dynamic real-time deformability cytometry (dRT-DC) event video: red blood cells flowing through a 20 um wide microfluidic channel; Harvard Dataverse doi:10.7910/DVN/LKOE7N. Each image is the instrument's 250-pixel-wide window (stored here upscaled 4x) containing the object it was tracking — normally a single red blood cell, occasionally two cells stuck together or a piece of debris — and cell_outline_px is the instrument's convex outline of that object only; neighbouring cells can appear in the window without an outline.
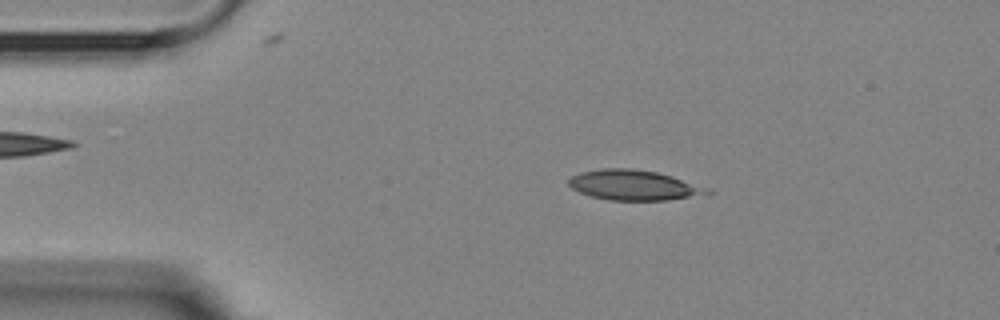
{"species": "Egyptian fruit bat (a non-hibernating species)", "species_latin": "Rousettus aegyptiacus", "temperature_condition": "room temperature", "stored_images_in_passage": 9, "camera_frame_rate_fps": 3000, "um_per_image_px": 0.085, "animal": {"sex": "female"}, "frame": {"image": 1, "passage_image": 6, "time_ms": 1.667, "image_size_px": [1000, 320], "cell_outline_px": [[716, 192], [668, 200], [608, 200], [588, 196], [572, 188], [568, 184], [568, 180], [572, 176], [580, 172], [600, 168], [632, 168], [656, 172], [712, 188]], "centroid_in_image_um": [53.87, 15.73], "position_along_channel_um": 31.1, "area_um2": 24.45}}